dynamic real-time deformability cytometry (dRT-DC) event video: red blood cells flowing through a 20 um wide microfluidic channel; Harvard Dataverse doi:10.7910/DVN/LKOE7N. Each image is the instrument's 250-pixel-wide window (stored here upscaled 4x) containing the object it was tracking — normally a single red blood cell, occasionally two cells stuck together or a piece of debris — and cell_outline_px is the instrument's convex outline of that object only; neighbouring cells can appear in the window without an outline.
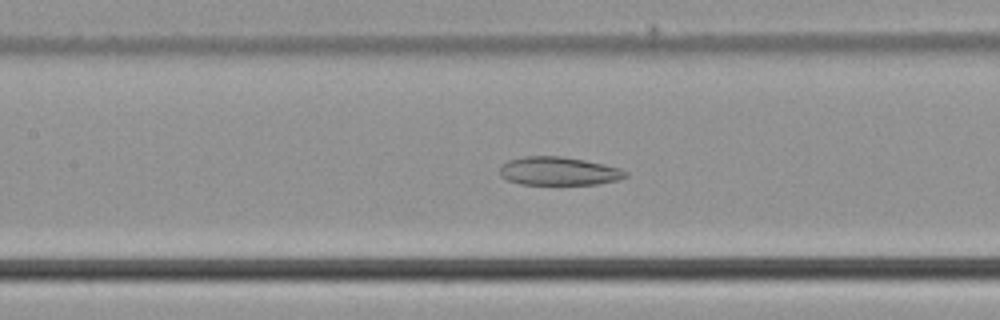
{"species": "common noctule bat (a hibernating species)", "species_latin": "Nyctalus noctula", "temperature_condition": "cold", "stored_images_in_passage": 51, "camera_frame_rate_fps": 3000, "um_per_image_px": 0.085, "animal": {"sex": "male", "body_mass_g": 21.5, "forearm_length_mm": 52.0}, "frame": {"image": 1, "passage_image": 24, "time_ms": 7.667, "image_size_px": [1000, 320], "cell_outline_px": [[628, 176], [620, 180], [596, 184], [520, 184], [508, 180], [500, 176], [500, 164], [508, 160], [524, 156], [560, 156], [584, 160], [620, 168], [628, 172]], "centroid_in_image_um": [47.48, 14.54], "position_along_channel_um": 159.9, "area_um2": 20.87}}
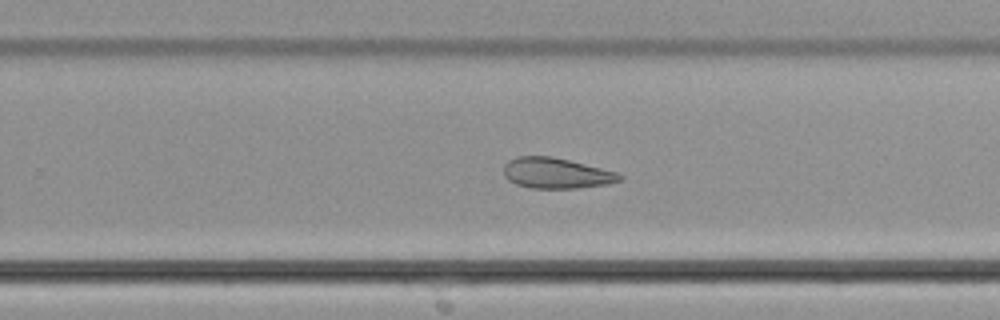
{"frame": {"image": 2, "passage_image": 33, "time_ms": 10.667, "image_size_px": [1000, 320], "cell_outline_px": [[624, 180], [608, 184], [576, 188], [532, 188], [516, 184], [508, 180], [504, 176], [504, 164], [508, 160], [516, 156], [552, 156], [616, 172], [624, 176]], "centroid_in_image_um": [47.27, 14.72], "position_along_channel_um": 282.5, "area_um2": 20.69}}
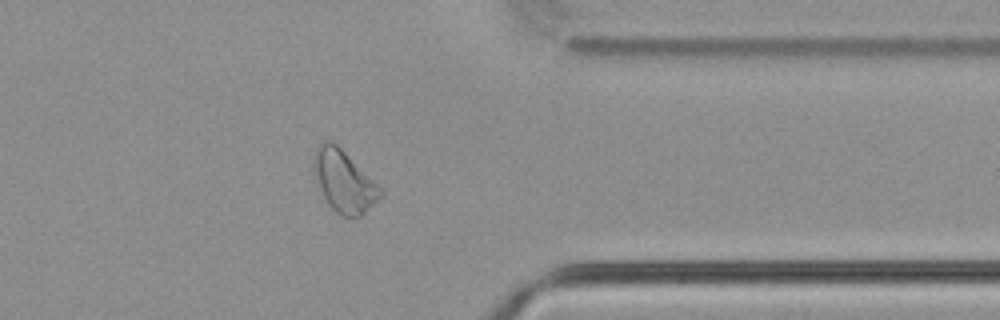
{"frame": {"image": 3, "passage_image": 41, "time_ms": 13.333, "image_size_px": [1000, 320], "cell_outline_px": [[384, 196], [360, 216], [344, 216], [336, 212], [328, 204], [316, 184], [312, 172], [312, 156], [316, 148], [324, 140], [332, 140], [384, 188]], "centroid_in_image_um": [29.23, 15.38], "position_along_channel_um": 382.2, "area_um2": 24.62}}